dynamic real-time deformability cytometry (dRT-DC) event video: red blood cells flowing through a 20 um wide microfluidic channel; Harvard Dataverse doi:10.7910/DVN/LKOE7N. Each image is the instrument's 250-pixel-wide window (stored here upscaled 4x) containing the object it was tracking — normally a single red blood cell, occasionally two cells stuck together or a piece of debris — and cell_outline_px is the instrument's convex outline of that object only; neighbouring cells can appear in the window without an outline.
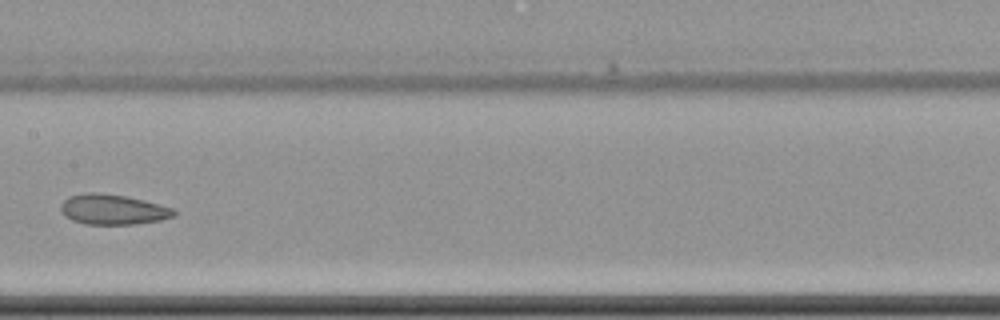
{"species": "common noctule bat (a hibernating species)", "species_latin": "Nyctalus noctula", "temperature_condition": "cold", "stored_images_in_passage": 10, "camera_frame_rate_fps": 3000, "um_per_image_px": 0.085, "animal": {"sex": "female", "body_mass_g": 22.7, "forearm_length_mm": 54.2}, "frame": {"image": 1, "passage_image": 9, "time_ms": 10.0, "image_size_px": [1000, 320], "cell_outline_px": [[176, 216], [160, 220], [132, 224], [84, 224], [72, 220], [64, 216], [60, 208], [60, 204], [68, 196], [84, 192], [100, 192], [124, 196], [144, 200], [160, 204], [172, 208], [176, 212]], "centroid_in_image_um": [9.56, 17.79], "position_along_channel_um": 197.8, "area_um2": 20.06}}